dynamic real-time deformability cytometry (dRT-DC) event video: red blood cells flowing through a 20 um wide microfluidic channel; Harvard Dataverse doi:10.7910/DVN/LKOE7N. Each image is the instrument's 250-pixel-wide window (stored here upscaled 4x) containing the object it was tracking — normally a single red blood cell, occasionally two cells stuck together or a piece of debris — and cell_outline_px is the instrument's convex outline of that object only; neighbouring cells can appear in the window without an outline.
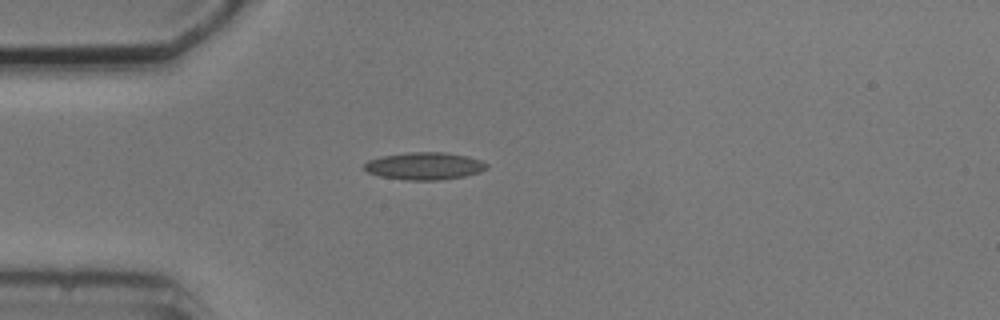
{"species": "common noctule bat (a hibernating species)", "species_latin": "Nyctalus noctula", "temperature_condition": "cold", "stored_images_in_passage": 4, "camera_frame_rate_fps": 3000, "um_per_image_px": 0.085, "animal": {"sex": "male", "body_mass_g": 20.5, "forearm_length_mm": 52.5}, "frame": {"image": 1, "passage_image": 3, "time_ms": 3.333, "image_size_px": [1000, 320], "cell_outline_px": [[488, 168], [480, 172], [464, 176], [440, 180], [408, 180], [380, 176], [368, 172], [364, 168], [364, 164], [368, 160], [380, 156], [408, 152], [444, 152], [468, 156], [480, 160], [488, 164]], "centroid_in_image_um": [36.09, 14.1], "position_along_channel_um": 48.9, "area_um2": 19.59}}